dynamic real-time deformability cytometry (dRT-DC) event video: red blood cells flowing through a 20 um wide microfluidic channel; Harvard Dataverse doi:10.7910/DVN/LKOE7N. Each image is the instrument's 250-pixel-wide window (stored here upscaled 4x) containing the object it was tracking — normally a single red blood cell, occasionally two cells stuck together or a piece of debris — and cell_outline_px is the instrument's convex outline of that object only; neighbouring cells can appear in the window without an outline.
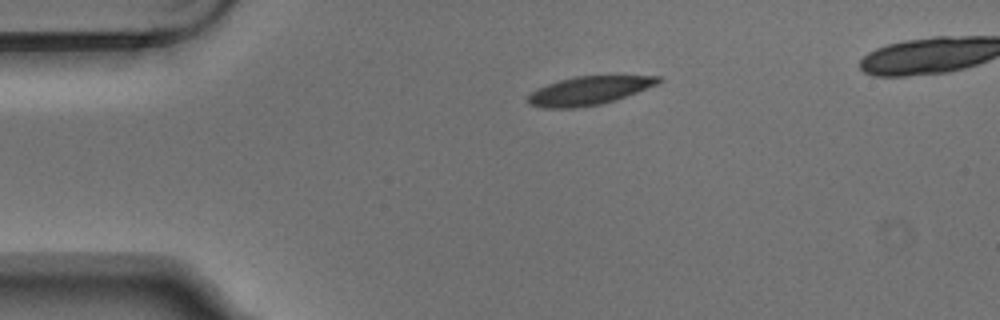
{"species": "Egyptian fruit bat (a non-hibernating species)", "species_latin": "Rousettus aegyptiacus", "temperature_condition": "warm", "stored_images_in_passage": 3, "segment_of_instrument_passage": [1, 2], "camera_frame_rate_fps": 3000, "um_per_image_px": 0.085, "animal": {"sex": "male"}, "frame": {"image": 1, "passage_image": 1, "time_ms": 0.0, "image_size_px": [1000, 320], "cell_outline_px": [[660, 84], [616, 100], [600, 104], [576, 108], [544, 108], [528, 104], [524, 100], [536, 88], [560, 80], [576, 76], [660, 76]], "centroid_in_image_um": [50.04, 7.71], "position_along_channel_um": 35.0, "area_um2": 21.73}}